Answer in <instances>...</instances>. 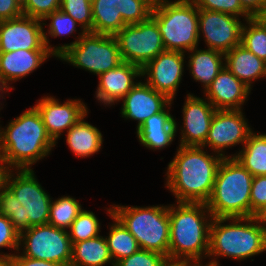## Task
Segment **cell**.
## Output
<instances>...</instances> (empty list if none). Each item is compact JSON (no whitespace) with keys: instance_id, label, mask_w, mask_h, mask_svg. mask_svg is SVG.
Returning <instances> with one entry per match:
<instances>
[{"instance_id":"obj_1","label":"cell","mask_w":266,"mask_h":266,"mask_svg":"<svg viewBox=\"0 0 266 266\" xmlns=\"http://www.w3.org/2000/svg\"><path fill=\"white\" fill-rule=\"evenodd\" d=\"M223 157L207 154L204 147L180 146L166 173V187L176 202L207 203Z\"/></svg>"},{"instance_id":"obj_2","label":"cell","mask_w":266,"mask_h":266,"mask_svg":"<svg viewBox=\"0 0 266 266\" xmlns=\"http://www.w3.org/2000/svg\"><path fill=\"white\" fill-rule=\"evenodd\" d=\"M16 171L15 177L11 169L6 186L0 192V214L6 216L20 234L32 226L48 224L52 199L32 169Z\"/></svg>"},{"instance_id":"obj_3","label":"cell","mask_w":266,"mask_h":266,"mask_svg":"<svg viewBox=\"0 0 266 266\" xmlns=\"http://www.w3.org/2000/svg\"><path fill=\"white\" fill-rule=\"evenodd\" d=\"M55 145L35 106L11 120L6 129L0 127V155L12 169H31Z\"/></svg>"},{"instance_id":"obj_4","label":"cell","mask_w":266,"mask_h":266,"mask_svg":"<svg viewBox=\"0 0 266 266\" xmlns=\"http://www.w3.org/2000/svg\"><path fill=\"white\" fill-rule=\"evenodd\" d=\"M177 203V206H168V258L201 261L208 255L210 226L214 217L206 203Z\"/></svg>"},{"instance_id":"obj_5","label":"cell","mask_w":266,"mask_h":266,"mask_svg":"<svg viewBox=\"0 0 266 266\" xmlns=\"http://www.w3.org/2000/svg\"><path fill=\"white\" fill-rule=\"evenodd\" d=\"M228 220L230 223L225 225L224 222ZM264 251H266V226L258 216L213 218L207 256L216 258L209 262L218 264L216 259L220 256L245 260Z\"/></svg>"},{"instance_id":"obj_6","label":"cell","mask_w":266,"mask_h":266,"mask_svg":"<svg viewBox=\"0 0 266 266\" xmlns=\"http://www.w3.org/2000/svg\"><path fill=\"white\" fill-rule=\"evenodd\" d=\"M253 175L236 158H223L207 207L214 218L251 217Z\"/></svg>"},{"instance_id":"obj_7","label":"cell","mask_w":266,"mask_h":266,"mask_svg":"<svg viewBox=\"0 0 266 266\" xmlns=\"http://www.w3.org/2000/svg\"><path fill=\"white\" fill-rule=\"evenodd\" d=\"M150 17L157 23L166 51L186 53L198 46L201 33L193 0H159Z\"/></svg>"},{"instance_id":"obj_8","label":"cell","mask_w":266,"mask_h":266,"mask_svg":"<svg viewBox=\"0 0 266 266\" xmlns=\"http://www.w3.org/2000/svg\"><path fill=\"white\" fill-rule=\"evenodd\" d=\"M112 215L135 237L140 249L168 258L170 223L168 206L112 205Z\"/></svg>"},{"instance_id":"obj_9","label":"cell","mask_w":266,"mask_h":266,"mask_svg":"<svg viewBox=\"0 0 266 266\" xmlns=\"http://www.w3.org/2000/svg\"><path fill=\"white\" fill-rule=\"evenodd\" d=\"M53 55L98 76L123 62L114 35L86 31L70 44L53 47Z\"/></svg>"},{"instance_id":"obj_10","label":"cell","mask_w":266,"mask_h":266,"mask_svg":"<svg viewBox=\"0 0 266 266\" xmlns=\"http://www.w3.org/2000/svg\"><path fill=\"white\" fill-rule=\"evenodd\" d=\"M114 37L122 61L141 69L158 54L166 51L157 23L151 17L140 23L127 24Z\"/></svg>"},{"instance_id":"obj_11","label":"cell","mask_w":266,"mask_h":266,"mask_svg":"<svg viewBox=\"0 0 266 266\" xmlns=\"http://www.w3.org/2000/svg\"><path fill=\"white\" fill-rule=\"evenodd\" d=\"M21 246L23 256L70 266L72 243L67 230L50 224L32 226L19 234Z\"/></svg>"},{"instance_id":"obj_12","label":"cell","mask_w":266,"mask_h":266,"mask_svg":"<svg viewBox=\"0 0 266 266\" xmlns=\"http://www.w3.org/2000/svg\"><path fill=\"white\" fill-rule=\"evenodd\" d=\"M153 5L151 0H95L92 33L115 35L127 24L146 21Z\"/></svg>"},{"instance_id":"obj_13","label":"cell","mask_w":266,"mask_h":266,"mask_svg":"<svg viewBox=\"0 0 266 266\" xmlns=\"http://www.w3.org/2000/svg\"><path fill=\"white\" fill-rule=\"evenodd\" d=\"M42 20L22 15L15 19L0 21V52L24 50H49L47 32Z\"/></svg>"},{"instance_id":"obj_14","label":"cell","mask_w":266,"mask_h":266,"mask_svg":"<svg viewBox=\"0 0 266 266\" xmlns=\"http://www.w3.org/2000/svg\"><path fill=\"white\" fill-rule=\"evenodd\" d=\"M239 19L226 13L198 9L199 33L202 31L207 48L225 54L241 44V30L245 23Z\"/></svg>"},{"instance_id":"obj_15","label":"cell","mask_w":266,"mask_h":266,"mask_svg":"<svg viewBox=\"0 0 266 266\" xmlns=\"http://www.w3.org/2000/svg\"><path fill=\"white\" fill-rule=\"evenodd\" d=\"M243 114L241 110H216L202 147L209 146L215 154L230 158L223 150L237 144L244 145L252 132Z\"/></svg>"},{"instance_id":"obj_16","label":"cell","mask_w":266,"mask_h":266,"mask_svg":"<svg viewBox=\"0 0 266 266\" xmlns=\"http://www.w3.org/2000/svg\"><path fill=\"white\" fill-rule=\"evenodd\" d=\"M185 53L164 51L141 69L147 84L173 101L182 80Z\"/></svg>"},{"instance_id":"obj_17","label":"cell","mask_w":266,"mask_h":266,"mask_svg":"<svg viewBox=\"0 0 266 266\" xmlns=\"http://www.w3.org/2000/svg\"><path fill=\"white\" fill-rule=\"evenodd\" d=\"M35 107L42 117L48 135L55 143L64 130L68 131L88 112V108L80 99H68L61 104L53 96L43 97Z\"/></svg>"},{"instance_id":"obj_18","label":"cell","mask_w":266,"mask_h":266,"mask_svg":"<svg viewBox=\"0 0 266 266\" xmlns=\"http://www.w3.org/2000/svg\"><path fill=\"white\" fill-rule=\"evenodd\" d=\"M183 127H181L180 146L202 147L207 139L212 118L216 112L206 98L187 94L182 110Z\"/></svg>"},{"instance_id":"obj_19","label":"cell","mask_w":266,"mask_h":266,"mask_svg":"<svg viewBox=\"0 0 266 266\" xmlns=\"http://www.w3.org/2000/svg\"><path fill=\"white\" fill-rule=\"evenodd\" d=\"M121 108L123 118L138 121L137 128L142 123L166 107L171 106L172 101L162 93L157 92L146 82L138 83L124 96Z\"/></svg>"},{"instance_id":"obj_20","label":"cell","mask_w":266,"mask_h":266,"mask_svg":"<svg viewBox=\"0 0 266 266\" xmlns=\"http://www.w3.org/2000/svg\"><path fill=\"white\" fill-rule=\"evenodd\" d=\"M251 89L224 66L204 92L216 110H242Z\"/></svg>"},{"instance_id":"obj_21","label":"cell","mask_w":266,"mask_h":266,"mask_svg":"<svg viewBox=\"0 0 266 266\" xmlns=\"http://www.w3.org/2000/svg\"><path fill=\"white\" fill-rule=\"evenodd\" d=\"M141 76L139 66L123 61L117 67L99 75L96 98L105 106L120 102L138 83L134 79Z\"/></svg>"},{"instance_id":"obj_22","label":"cell","mask_w":266,"mask_h":266,"mask_svg":"<svg viewBox=\"0 0 266 266\" xmlns=\"http://www.w3.org/2000/svg\"><path fill=\"white\" fill-rule=\"evenodd\" d=\"M49 56H54L49 50L0 52V77L9 85L39 68Z\"/></svg>"},{"instance_id":"obj_23","label":"cell","mask_w":266,"mask_h":266,"mask_svg":"<svg viewBox=\"0 0 266 266\" xmlns=\"http://www.w3.org/2000/svg\"><path fill=\"white\" fill-rule=\"evenodd\" d=\"M166 108L146 119L136 133L139 142L148 149H163L169 146L177 132V122Z\"/></svg>"},{"instance_id":"obj_24","label":"cell","mask_w":266,"mask_h":266,"mask_svg":"<svg viewBox=\"0 0 266 266\" xmlns=\"http://www.w3.org/2000/svg\"><path fill=\"white\" fill-rule=\"evenodd\" d=\"M225 66L251 89L252 81L266 77V62L239 44L224 54Z\"/></svg>"},{"instance_id":"obj_25","label":"cell","mask_w":266,"mask_h":266,"mask_svg":"<svg viewBox=\"0 0 266 266\" xmlns=\"http://www.w3.org/2000/svg\"><path fill=\"white\" fill-rule=\"evenodd\" d=\"M189 52V71L195 81L203 83L205 92L225 66L224 53L212 49L199 50L197 47Z\"/></svg>"},{"instance_id":"obj_26","label":"cell","mask_w":266,"mask_h":266,"mask_svg":"<svg viewBox=\"0 0 266 266\" xmlns=\"http://www.w3.org/2000/svg\"><path fill=\"white\" fill-rule=\"evenodd\" d=\"M87 114L88 112L67 131L66 135L70 150L82 158L99 152L103 144V135L99 129L84 121Z\"/></svg>"},{"instance_id":"obj_27","label":"cell","mask_w":266,"mask_h":266,"mask_svg":"<svg viewBox=\"0 0 266 266\" xmlns=\"http://www.w3.org/2000/svg\"><path fill=\"white\" fill-rule=\"evenodd\" d=\"M110 262L114 266L105 237L99 235L72 243L70 266H103Z\"/></svg>"},{"instance_id":"obj_28","label":"cell","mask_w":266,"mask_h":266,"mask_svg":"<svg viewBox=\"0 0 266 266\" xmlns=\"http://www.w3.org/2000/svg\"><path fill=\"white\" fill-rule=\"evenodd\" d=\"M233 155L230 158H236L253 176L266 175V134L252 131L242 149Z\"/></svg>"},{"instance_id":"obj_29","label":"cell","mask_w":266,"mask_h":266,"mask_svg":"<svg viewBox=\"0 0 266 266\" xmlns=\"http://www.w3.org/2000/svg\"><path fill=\"white\" fill-rule=\"evenodd\" d=\"M107 212L115 222L110 226L109 235L105 237L115 266L121 259L129 257L137 252L140 247L135 237L112 215V207H110Z\"/></svg>"},{"instance_id":"obj_30","label":"cell","mask_w":266,"mask_h":266,"mask_svg":"<svg viewBox=\"0 0 266 266\" xmlns=\"http://www.w3.org/2000/svg\"><path fill=\"white\" fill-rule=\"evenodd\" d=\"M82 211L81 204L73 197L63 196L51 201L48 224L67 230Z\"/></svg>"},{"instance_id":"obj_31","label":"cell","mask_w":266,"mask_h":266,"mask_svg":"<svg viewBox=\"0 0 266 266\" xmlns=\"http://www.w3.org/2000/svg\"><path fill=\"white\" fill-rule=\"evenodd\" d=\"M241 30V45L266 62V26L256 17L246 20Z\"/></svg>"},{"instance_id":"obj_32","label":"cell","mask_w":266,"mask_h":266,"mask_svg":"<svg viewBox=\"0 0 266 266\" xmlns=\"http://www.w3.org/2000/svg\"><path fill=\"white\" fill-rule=\"evenodd\" d=\"M100 223L92 211L83 210L72 222L68 235L71 243H77L99 236Z\"/></svg>"},{"instance_id":"obj_33","label":"cell","mask_w":266,"mask_h":266,"mask_svg":"<svg viewBox=\"0 0 266 266\" xmlns=\"http://www.w3.org/2000/svg\"><path fill=\"white\" fill-rule=\"evenodd\" d=\"M60 9L79 23L81 31L92 32V4L88 0H61Z\"/></svg>"},{"instance_id":"obj_34","label":"cell","mask_w":266,"mask_h":266,"mask_svg":"<svg viewBox=\"0 0 266 266\" xmlns=\"http://www.w3.org/2000/svg\"><path fill=\"white\" fill-rule=\"evenodd\" d=\"M198 9L217 11L244 17L245 21L252 18L241 6L239 0H193Z\"/></svg>"},{"instance_id":"obj_35","label":"cell","mask_w":266,"mask_h":266,"mask_svg":"<svg viewBox=\"0 0 266 266\" xmlns=\"http://www.w3.org/2000/svg\"><path fill=\"white\" fill-rule=\"evenodd\" d=\"M51 20L49 23V30L47 31L51 37H59L60 35H67L76 32L77 23L70 15L63 12L61 9L47 15L43 20Z\"/></svg>"},{"instance_id":"obj_36","label":"cell","mask_w":266,"mask_h":266,"mask_svg":"<svg viewBox=\"0 0 266 266\" xmlns=\"http://www.w3.org/2000/svg\"><path fill=\"white\" fill-rule=\"evenodd\" d=\"M166 258L158 252L139 249L131 256L118 261L115 266H161Z\"/></svg>"},{"instance_id":"obj_37","label":"cell","mask_w":266,"mask_h":266,"mask_svg":"<svg viewBox=\"0 0 266 266\" xmlns=\"http://www.w3.org/2000/svg\"><path fill=\"white\" fill-rule=\"evenodd\" d=\"M251 217L259 216L266 208V175L253 176L251 192Z\"/></svg>"},{"instance_id":"obj_38","label":"cell","mask_w":266,"mask_h":266,"mask_svg":"<svg viewBox=\"0 0 266 266\" xmlns=\"http://www.w3.org/2000/svg\"><path fill=\"white\" fill-rule=\"evenodd\" d=\"M61 0H27L22 8L25 16L43 20L47 15L60 9Z\"/></svg>"},{"instance_id":"obj_39","label":"cell","mask_w":266,"mask_h":266,"mask_svg":"<svg viewBox=\"0 0 266 266\" xmlns=\"http://www.w3.org/2000/svg\"><path fill=\"white\" fill-rule=\"evenodd\" d=\"M3 247L20 251L19 233L14 229L11 221L6 216L0 214V248ZM13 255L14 253H0V256H4L8 259H10Z\"/></svg>"},{"instance_id":"obj_40","label":"cell","mask_w":266,"mask_h":266,"mask_svg":"<svg viewBox=\"0 0 266 266\" xmlns=\"http://www.w3.org/2000/svg\"><path fill=\"white\" fill-rule=\"evenodd\" d=\"M22 9L15 0H0V21L22 16Z\"/></svg>"},{"instance_id":"obj_41","label":"cell","mask_w":266,"mask_h":266,"mask_svg":"<svg viewBox=\"0 0 266 266\" xmlns=\"http://www.w3.org/2000/svg\"><path fill=\"white\" fill-rule=\"evenodd\" d=\"M9 266H67L65 264L54 263L44 260H36L23 255L14 254L9 259Z\"/></svg>"},{"instance_id":"obj_42","label":"cell","mask_w":266,"mask_h":266,"mask_svg":"<svg viewBox=\"0 0 266 266\" xmlns=\"http://www.w3.org/2000/svg\"><path fill=\"white\" fill-rule=\"evenodd\" d=\"M242 8L252 17H257L266 5V0H239Z\"/></svg>"},{"instance_id":"obj_43","label":"cell","mask_w":266,"mask_h":266,"mask_svg":"<svg viewBox=\"0 0 266 266\" xmlns=\"http://www.w3.org/2000/svg\"><path fill=\"white\" fill-rule=\"evenodd\" d=\"M10 171L11 168L0 155V192L6 186V180Z\"/></svg>"},{"instance_id":"obj_44","label":"cell","mask_w":266,"mask_h":266,"mask_svg":"<svg viewBox=\"0 0 266 266\" xmlns=\"http://www.w3.org/2000/svg\"><path fill=\"white\" fill-rule=\"evenodd\" d=\"M193 261L166 258L161 266H192Z\"/></svg>"},{"instance_id":"obj_45","label":"cell","mask_w":266,"mask_h":266,"mask_svg":"<svg viewBox=\"0 0 266 266\" xmlns=\"http://www.w3.org/2000/svg\"><path fill=\"white\" fill-rule=\"evenodd\" d=\"M10 89H13V87L11 86L9 87V85L5 82V80L0 77V92L2 91L1 93H3L6 90L9 91Z\"/></svg>"},{"instance_id":"obj_46","label":"cell","mask_w":266,"mask_h":266,"mask_svg":"<svg viewBox=\"0 0 266 266\" xmlns=\"http://www.w3.org/2000/svg\"><path fill=\"white\" fill-rule=\"evenodd\" d=\"M256 18H258L266 26V5Z\"/></svg>"},{"instance_id":"obj_47","label":"cell","mask_w":266,"mask_h":266,"mask_svg":"<svg viewBox=\"0 0 266 266\" xmlns=\"http://www.w3.org/2000/svg\"><path fill=\"white\" fill-rule=\"evenodd\" d=\"M202 261H197V262H194L193 261V265L192 266H219V264H215V263H212V262H209L208 264L206 263V265H203L201 264Z\"/></svg>"},{"instance_id":"obj_48","label":"cell","mask_w":266,"mask_h":266,"mask_svg":"<svg viewBox=\"0 0 266 266\" xmlns=\"http://www.w3.org/2000/svg\"><path fill=\"white\" fill-rule=\"evenodd\" d=\"M0 266H9V259L4 256H0Z\"/></svg>"},{"instance_id":"obj_49","label":"cell","mask_w":266,"mask_h":266,"mask_svg":"<svg viewBox=\"0 0 266 266\" xmlns=\"http://www.w3.org/2000/svg\"><path fill=\"white\" fill-rule=\"evenodd\" d=\"M259 220L266 226V208L265 210L258 216Z\"/></svg>"},{"instance_id":"obj_50","label":"cell","mask_w":266,"mask_h":266,"mask_svg":"<svg viewBox=\"0 0 266 266\" xmlns=\"http://www.w3.org/2000/svg\"><path fill=\"white\" fill-rule=\"evenodd\" d=\"M15 2L19 5V7L22 9L26 3H27V0H15Z\"/></svg>"},{"instance_id":"obj_51","label":"cell","mask_w":266,"mask_h":266,"mask_svg":"<svg viewBox=\"0 0 266 266\" xmlns=\"http://www.w3.org/2000/svg\"><path fill=\"white\" fill-rule=\"evenodd\" d=\"M154 4L157 3L159 0H151Z\"/></svg>"},{"instance_id":"obj_52","label":"cell","mask_w":266,"mask_h":266,"mask_svg":"<svg viewBox=\"0 0 266 266\" xmlns=\"http://www.w3.org/2000/svg\"><path fill=\"white\" fill-rule=\"evenodd\" d=\"M91 4L95 1V0H88Z\"/></svg>"}]
</instances>
